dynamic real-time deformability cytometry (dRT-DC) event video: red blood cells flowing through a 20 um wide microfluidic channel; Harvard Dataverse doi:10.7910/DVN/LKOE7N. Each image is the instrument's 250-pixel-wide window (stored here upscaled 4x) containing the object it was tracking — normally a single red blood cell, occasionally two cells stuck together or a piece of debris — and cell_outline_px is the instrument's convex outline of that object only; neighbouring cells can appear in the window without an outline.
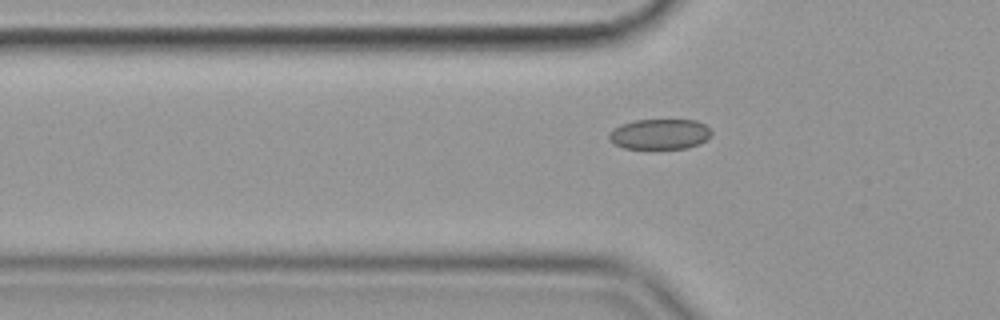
{"species": "common noctule bat (a hibernating species)", "species_latin": "Nyctalus noctula", "temperature_condition": "cold", "stored_images_in_passage": 42, "camera_frame_rate_fps": 3000, "um_per_image_px": 0.085, "animal": {"sex": "female", "body_mass_g": 19.9}, "frame": {"image": 1, "passage_image": 4, "time_ms": 1.0, "image_size_px": [1000, 320], "cell_outline_px": [[712, 132], [700, 144], [688, 148], [624, 148], [608, 140], [608, 136], [612, 128], [620, 124], [636, 120], [696, 120], [704, 124]], "centroid_in_image_um": [56.04, 11.39], "position_along_channel_um": 69.8, "area_um2": 18.03}}
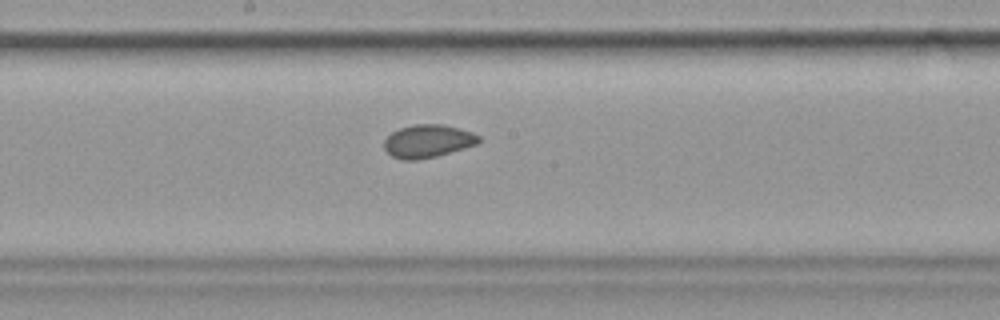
{"frame": {"image": 2, "passage_image": 16, "time_ms": 5.0, "image_size_px": [1000, 320], "cell_outline_px": [[480, 140], [476, 144], [464, 148], [436, 156], [416, 160], [400, 160], [392, 156], [384, 148], [384, 140], [392, 132], [400, 128], [412, 124], [444, 124], [460, 128], [472, 132], [480, 136]], "centroid_in_image_um": [36.36, 11.99], "position_along_channel_um": 211.8, "area_um2": 18.21}}
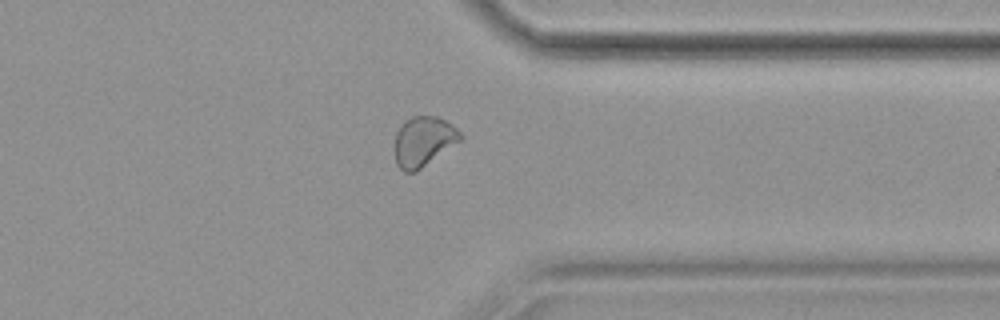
{"frame": {"image": 3, "passage_image": 30, "time_ms": 9.667, "image_size_px": [1000, 320], "cell_outline_px": [[464, 140], [416, 172], [404, 172], [396, 164], [396, 132], [404, 120], [412, 116], [436, 116], [452, 124], [464, 136]], "centroid_in_image_um": [36.05, 12.02], "position_along_channel_um": 375.4, "area_um2": 19.36}, "authors_computed_cell_mechanics": {"area_um2": 18.3804, "velocity_mm_per_s": 3.5648, "shape_relaxation_time_tau1_ms": 9.7356, "shape_relaxation_time_tau2_ms": 1.4833, "deformation_change_tau1": 0.0738, "deformation_change_tau2": 0.0429}}